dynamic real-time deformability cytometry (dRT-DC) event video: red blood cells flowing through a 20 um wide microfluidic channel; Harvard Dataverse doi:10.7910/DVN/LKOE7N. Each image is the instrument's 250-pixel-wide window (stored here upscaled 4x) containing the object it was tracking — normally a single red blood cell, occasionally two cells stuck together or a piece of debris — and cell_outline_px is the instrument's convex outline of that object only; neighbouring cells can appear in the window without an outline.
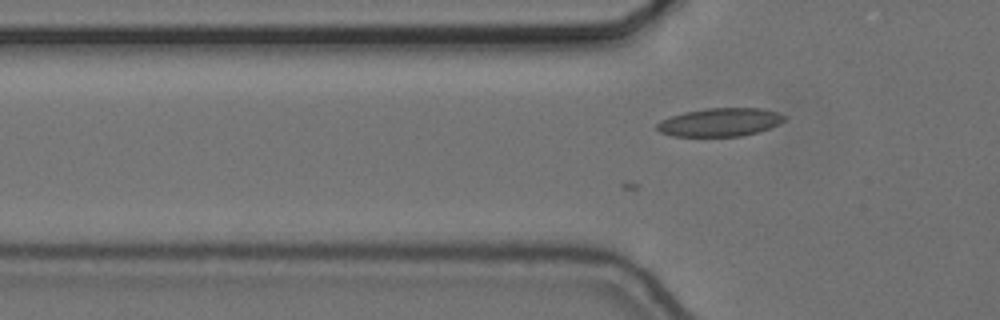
{"species": "common noctule bat (a hibernating species)", "species_latin": "Nyctalus noctula", "temperature_condition": "cold", "stored_images_in_passage": 40, "camera_frame_rate_fps": 3000, "um_per_image_px": 0.085, "animal": {"sex": "female", "body_mass_g": 24.6, "forearm_length_mm": 56.2}, "frame": {"image": 1, "passage_image": 2, "time_ms": 0.333, "image_size_px": [1000, 320], "cell_outline_px": [[788, 116], [780, 124], [760, 132], [744, 136], [672, 136], [660, 132], [656, 128], [656, 124], [660, 120], [684, 112], [704, 108], [760, 108], [776, 112]], "centroid_in_image_um": [61.22, 10.39], "position_along_channel_um": 64.6, "area_um2": 21.21}}
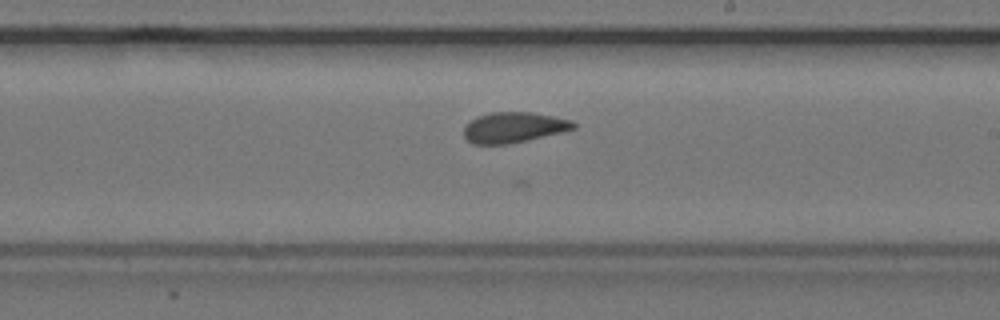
{"frame": {"image": 2, "passage_image": 17, "time_ms": 5.333, "image_size_px": [1000, 320], "cell_outline_px": [[576, 128], [564, 132], [528, 140], [508, 144], [472, 144], [464, 136], [464, 128], [476, 116], [492, 112], [532, 112], [572, 120], [576, 124]], "centroid_in_image_um": [43.69, 10.83], "position_along_channel_um": 245.3, "area_um2": 19.54}}
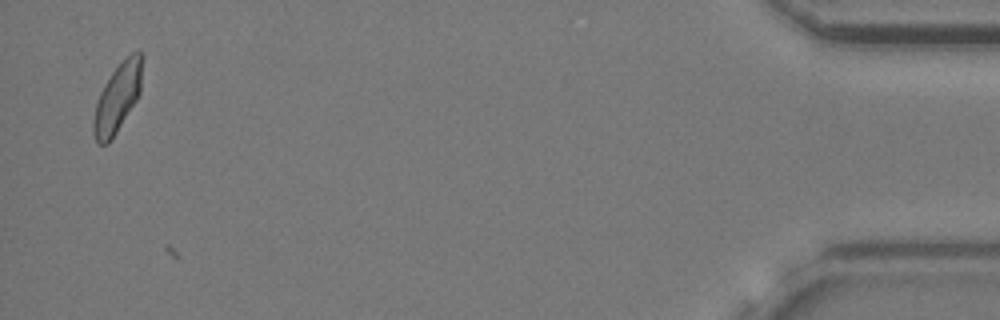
{"frame": {"image": 3, "passage_image": 39, "time_ms": 12.667, "image_size_px": [1000, 320], "cell_outline_px": [[144, 56], [140, 92], [136, 100], [116, 132], [108, 144], [96, 144], [92, 132], [92, 120], [96, 104], [100, 92], [104, 84], [112, 72], [132, 52], [140, 52]], "centroid_in_image_um": [9.98, 8.33], "position_along_channel_um": 425.2, "area_um2": 19.48}}